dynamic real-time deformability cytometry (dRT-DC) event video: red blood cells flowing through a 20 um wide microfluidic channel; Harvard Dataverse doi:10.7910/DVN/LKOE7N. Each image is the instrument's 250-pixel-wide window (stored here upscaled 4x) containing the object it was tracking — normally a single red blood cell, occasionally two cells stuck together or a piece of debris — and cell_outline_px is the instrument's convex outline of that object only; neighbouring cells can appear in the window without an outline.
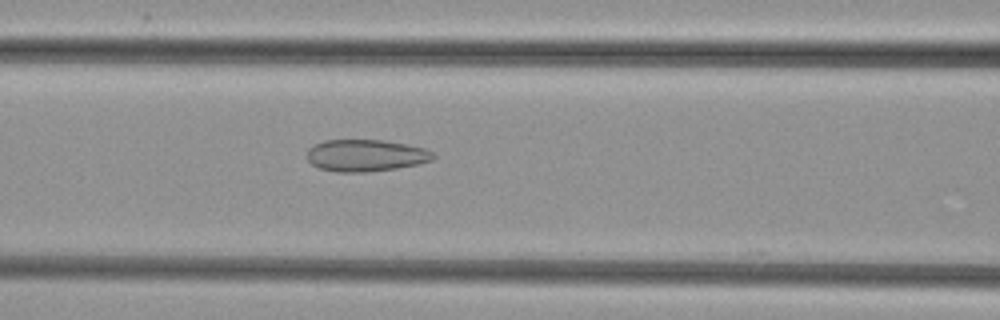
{"species": "common noctule bat (a hibernating species)", "species_latin": "Nyctalus noctula", "temperature_condition": "cold", "stored_images_in_passage": 33, "camera_frame_rate_fps": 3000, "um_per_image_px": 0.085, "animal": {"sex": "female", "body_mass_g": 29.2, "forearm_length_mm": 56.3}, "frame": {"image": 1, "passage_image": 9, "time_ms": 2.667, "image_size_px": [1000, 320], "cell_outline_px": [[436, 156], [432, 160], [420, 164], [396, 168], [368, 172], [336, 172], [320, 168], [312, 164], [308, 160], [308, 148], [312, 144], [324, 140], [384, 140], [408, 144], [424, 148], [432, 152]], "centroid_in_image_um": [31.09, 13.21], "position_along_channel_um": 135.5, "area_um2": 23.64}}
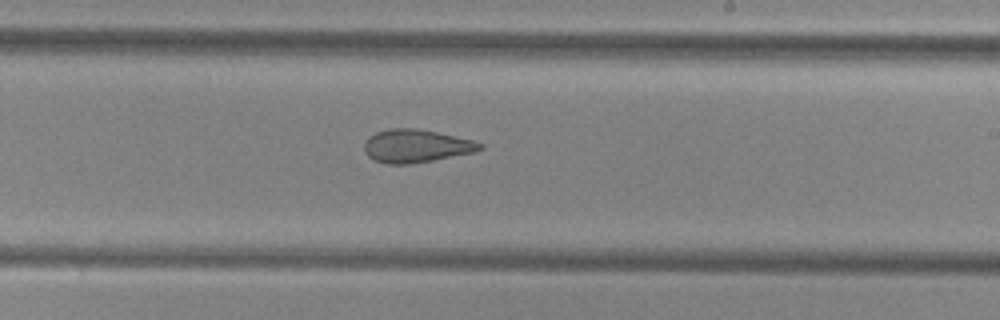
{"frame": {"image": 2, "passage_image": 18, "time_ms": 5.667, "image_size_px": [1000, 320], "cell_outline_px": [[484, 148], [476, 152], [432, 160], [408, 164], [384, 164], [372, 160], [364, 152], [364, 140], [368, 136], [376, 132], [388, 128], [416, 128], [436, 132], [472, 140], [484, 144]], "centroid_in_image_um": [35.32, 12.41], "position_along_channel_um": 253.7, "area_um2": 22.48}}
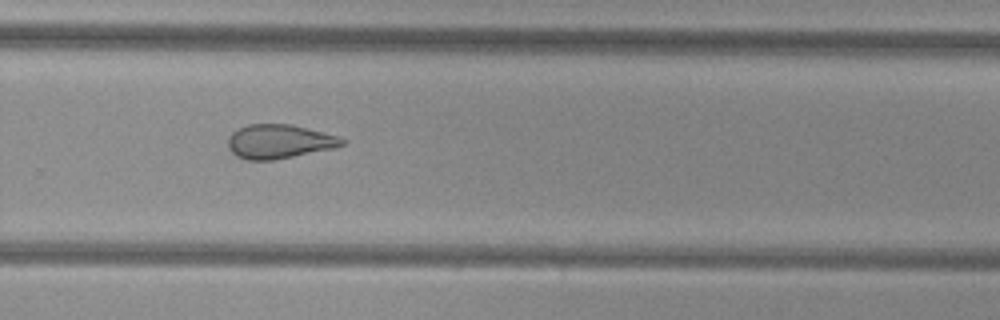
{"frame": {"image": 3, "passage_image": 22, "time_ms": 7.0, "image_size_px": [1000, 320], "cell_outline_px": [[348, 140], [344, 144], [336, 148], [272, 160], [244, 160], [236, 156], [228, 148], [228, 136], [236, 128], [248, 124], [292, 124], [324, 132]], "centroid_in_image_um": [23.71, 12.02], "position_along_channel_um": 306.1, "area_um2": 22.89}}